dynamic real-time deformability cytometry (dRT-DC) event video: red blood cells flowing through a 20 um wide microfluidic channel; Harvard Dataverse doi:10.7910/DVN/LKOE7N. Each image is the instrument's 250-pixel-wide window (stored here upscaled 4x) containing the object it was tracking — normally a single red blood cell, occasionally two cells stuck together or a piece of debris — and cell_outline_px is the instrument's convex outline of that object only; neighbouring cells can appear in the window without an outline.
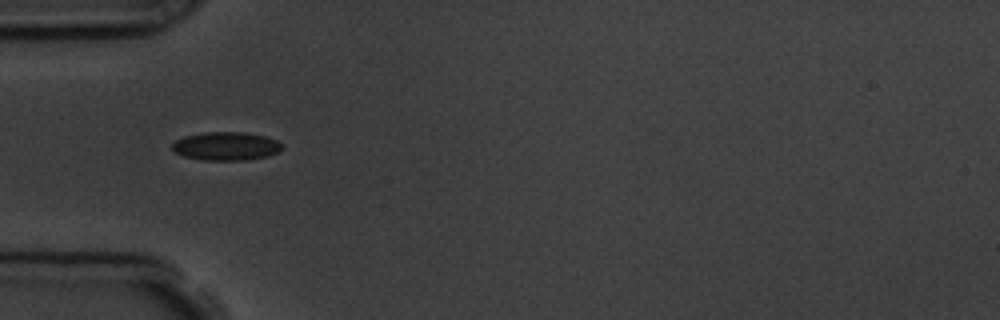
{"species": "common noctule bat (a hibernating species)", "species_latin": "Nyctalus noctula", "temperature_condition": "room temperature", "stored_images_in_passage": 1, "camera_frame_rate_fps": 3000, "um_per_image_px": 0.085, "animal": {"sex": "male", "body_mass_g": 19.5, "forearm_length_mm": 54.6}, "frame": {"image": 1, "passage_image": 1, "time_ms": 0.0, "image_size_px": [1000, 320], "cell_outline_px": [[280, 148], [276, 152], [268, 156], [244, 160], [204, 160], [184, 156], [176, 152], [172, 148], [172, 144], [176, 140], [184, 136], [204, 132], [244, 132], [268, 136], [276, 140], [280, 144]], "centroid_in_image_um": [19.2, 12.41], "position_along_channel_um": 65.8, "area_um2": 18.03}}